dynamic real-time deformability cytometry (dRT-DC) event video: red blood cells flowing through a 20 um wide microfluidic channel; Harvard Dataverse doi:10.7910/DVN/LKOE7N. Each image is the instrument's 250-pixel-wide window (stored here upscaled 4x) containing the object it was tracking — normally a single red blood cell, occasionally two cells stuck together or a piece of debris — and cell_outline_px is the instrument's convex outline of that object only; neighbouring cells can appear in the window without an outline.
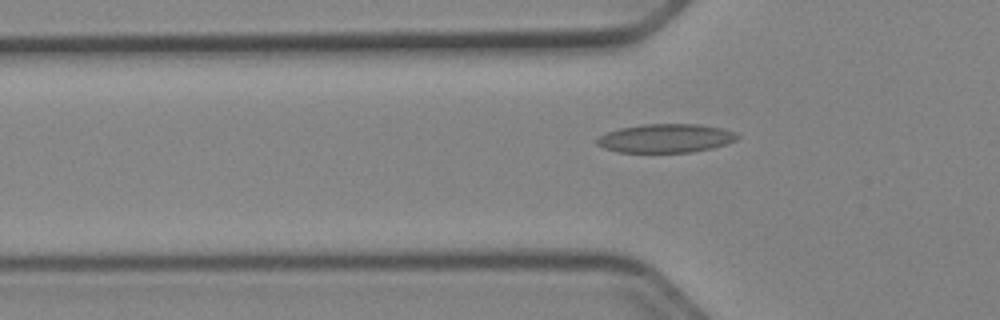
{"species": "Egyptian fruit bat (a non-hibernating species)", "species_latin": "Rousettus aegyptiacus", "temperature_condition": "cold", "stored_images_in_passage": 44, "camera_frame_rate_fps": 3000, "um_per_image_px": 0.085, "animal": {"sex": "female"}, "frame": {"image": 1, "passage_image": 15, "time_ms": 4.667, "image_size_px": [1000, 320], "cell_outline_px": [[740, 136], [736, 140], [712, 148], [692, 152], [616, 152], [604, 148], [596, 144], [596, 140], [600, 136], [608, 132], [620, 128], [644, 124], [700, 124], [720, 128], [732, 132]], "centroid_in_image_um": [56.56, 11.75], "position_along_channel_um": 69.2, "area_um2": 23.29}}
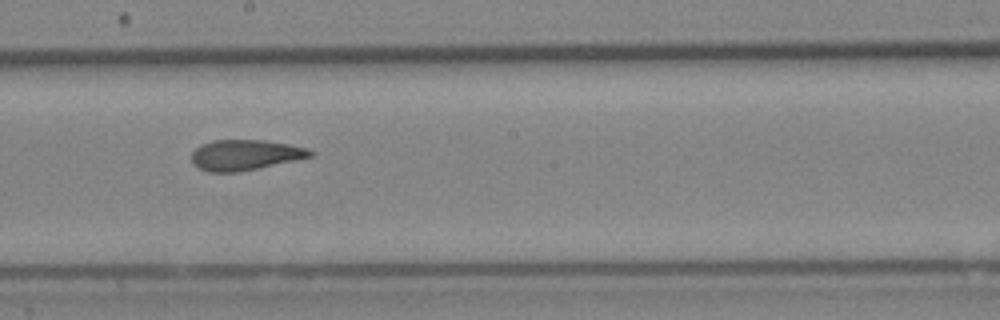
{"frame": {"image": 2, "passage_image": 27, "time_ms": 8.667, "image_size_px": [1000, 320], "cell_outline_px": [[316, 156], [240, 172], [208, 172], [196, 168], [192, 164], [192, 152], [200, 144], [212, 140], [264, 140], [288, 144], [308, 148], [316, 152]], "centroid_in_image_um": [20.85, 13.18], "position_along_channel_um": 227.4, "area_um2": 21.5}}
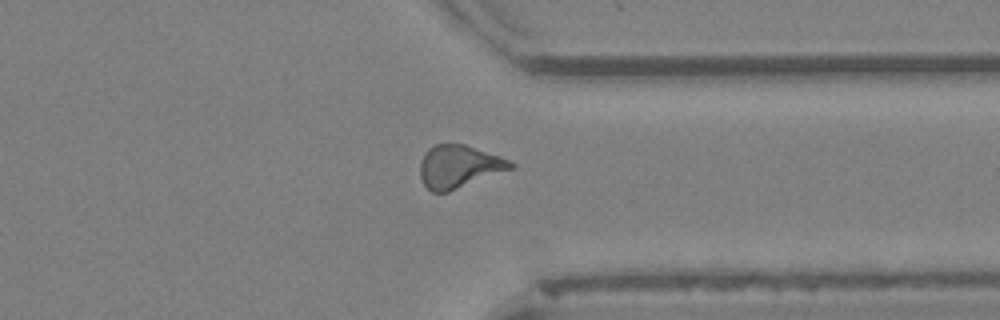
{"frame": {"image": 3, "passage_image": 38, "time_ms": 12.333, "image_size_px": [1000, 320], "cell_outline_px": [[516, 168], [448, 192], [432, 192], [424, 184], [420, 176], [420, 160], [428, 148], [436, 144], [464, 144], [500, 156], [516, 164]], "centroid_in_image_um": [39.03, 14.16], "position_along_channel_um": 372.4, "area_um2": 22.72}}